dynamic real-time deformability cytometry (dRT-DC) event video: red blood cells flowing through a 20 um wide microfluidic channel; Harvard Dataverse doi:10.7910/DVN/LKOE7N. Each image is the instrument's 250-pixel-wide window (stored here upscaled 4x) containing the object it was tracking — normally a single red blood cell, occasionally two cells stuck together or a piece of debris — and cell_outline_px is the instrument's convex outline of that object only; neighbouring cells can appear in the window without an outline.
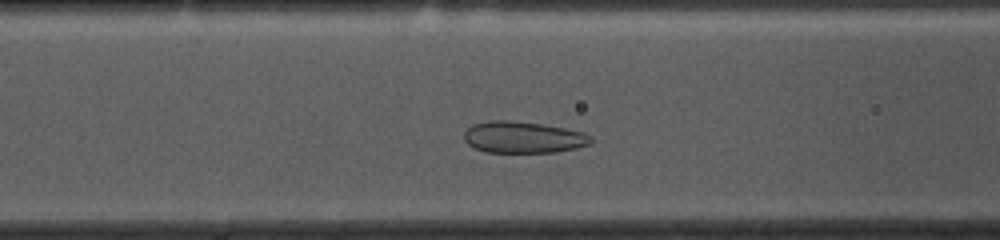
{"species": "common noctule bat (a hibernating species)", "species_latin": "Nyctalus noctula", "temperature_condition": "cold", "stored_images_in_passage": 38, "camera_frame_rate_fps": 3000, "um_per_image_px": 0.085, "animal": {"sex": "female", "body_mass_g": 10.0, "forearm_length_mm": 53.1}, "frame": {"image": 1, "passage_image": 14, "time_ms": 4.333, "image_size_px": [1000, 240], "cell_outline_px": [[592, 140], [588, 144], [576, 148], [556, 152], [488, 152], [476, 148], [468, 144], [464, 140], [464, 132], [472, 124], [496, 120], [504, 120], [540, 124], [564, 128], [580, 132], [592, 136]], "centroid_in_image_um": [44.45, 11.67], "position_along_channel_um": 122.2, "area_um2": 22.95}}
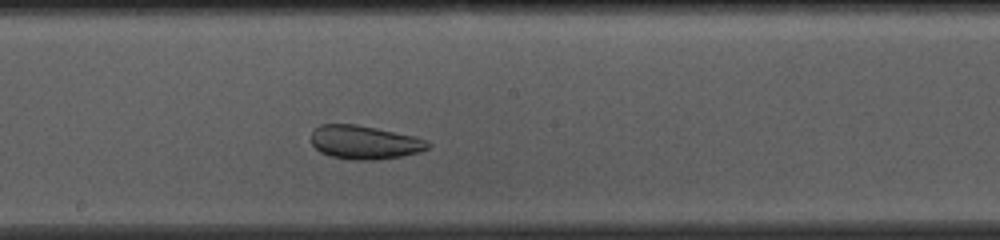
{"frame": {"image": 2, "passage_image": 22, "time_ms": 7.0, "image_size_px": [1000, 240], "cell_outline_px": [[432, 144], [428, 148], [420, 152], [400, 156], [372, 160], [364, 160], [332, 156], [320, 152], [312, 144], [312, 132], [320, 124], [356, 124], [376, 128], [412, 136], [424, 140]], "centroid_in_image_um": [30.97, 12.09], "position_along_channel_um": 217.2, "area_um2": 22.43}}
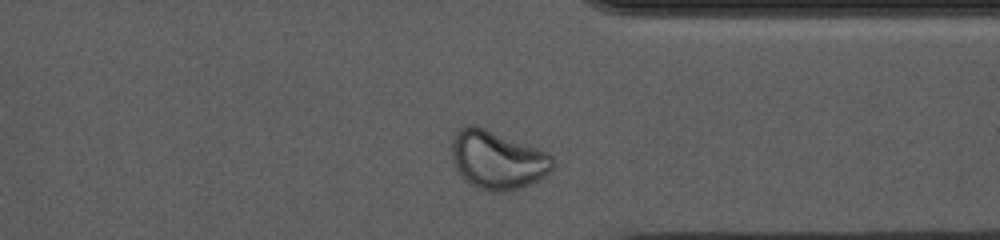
{"frame": {"image": 3, "passage_image": 35, "time_ms": 11.333, "image_size_px": [1000, 240], "cell_outline_px": [[552, 168], [544, 176], [520, 188], [496, 192], [480, 188], [472, 184], [460, 172], [452, 156], [452, 140], [460, 128], [468, 124], [476, 124], [548, 152], [552, 156]], "centroid_in_image_um": [42.29, 13.55], "position_along_channel_um": 369.1, "area_um2": 33.64}, "authors_computed_cell_mechanics": {"area_um2": 24.1604, "velocity_mm_per_s": 3.5676, "shape_relaxation_time_tau1_ms": null, "shape_relaxation_time_tau2_ms": 2.2062, "deformation_change_tau1": null, "deformation_change_tau2": 0.0645}}